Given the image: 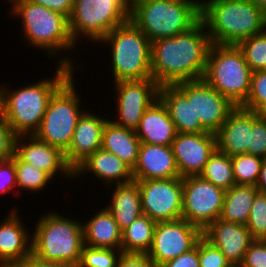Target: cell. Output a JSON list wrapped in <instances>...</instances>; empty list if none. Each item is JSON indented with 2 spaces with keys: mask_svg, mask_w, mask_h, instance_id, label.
<instances>
[{
  "mask_svg": "<svg viewBox=\"0 0 266 267\" xmlns=\"http://www.w3.org/2000/svg\"><path fill=\"white\" fill-rule=\"evenodd\" d=\"M211 44L201 20L186 32L152 42V79L159 86L203 79Z\"/></svg>",
  "mask_w": 266,
  "mask_h": 267,
  "instance_id": "obj_1",
  "label": "cell"
},
{
  "mask_svg": "<svg viewBox=\"0 0 266 267\" xmlns=\"http://www.w3.org/2000/svg\"><path fill=\"white\" fill-rule=\"evenodd\" d=\"M121 249L94 248L83 245L79 267H117Z\"/></svg>",
  "mask_w": 266,
  "mask_h": 267,
  "instance_id": "obj_35",
  "label": "cell"
},
{
  "mask_svg": "<svg viewBox=\"0 0 266 267\" xmlns=\"http://www.w3.org/2000/svg\"><path fill=\"white\" fill-rule=\"evenodd\" d=\"M16 137L17 135L3 116H0V161L11 159L14 156Z\"/></svg>",
  "mask_w": 266,
  "mask_h": 267,
  "instance_id": "obj_41",
  "label": "cell"
},
{
  "mask_svg": "<svg viewBox=\"0 0 266 267\" xmlns=\"http://www.w3.org/2000/svg\"><path fill=\"white\" fill-rule=\"evenodd\" d=\"M203 231L183 218L157 222L147 255L159 266L193 249Z\"/></svg>",
  "mask_w": 266,
  "mask_h": 267,
  "instance_id": "obj_15",
  "label": "cell"
},
{
  "mask_svg": "<svg viewBox=\"0 0 266 267\" xmlns=\"http://www.w3.org/2000/svg\"><path fill=\"white\" fill-rule=\"evenodd\" d=\"M200 176L225 190L236 184L232 157L219 152L217 149L209 157Z\"/></svg>",
  "mask_w": 266,
  "mask_h": 267,
  "instance_id": "obj_31",
  "label": "cell"
},
{
  "mask_svg": "<svg viewBox=\"0 0 266 267\" xmlns=\"http://www.w3.org/2000/svg\"><path fill=\"white\" fill-rule=\"evenodd\" d=\"M94 175L104 188L134 181L132 168L119 157L100 148L84 160L75 170L74 178ZM87 174V175H86Z\"/></svg>",
  "mask_w": 266,
  "mask_h": 267,
  "instance_id": "obj_20",
  "label": "cell"
},
{
  "mask_svg": "<svg viewBox=\"0 0 266 267\" xmlns=\"http://www.w3.org/2000/svg\"><path fill=\"white\" fill-rule=\"evenodd\" d=\"M0 267H22V262H13V261L0 262Z\"/></svg>",
  "mask_w": 266,
  "mask_h": 267,
  "instance_id": "obj_48",
  "label": "cell"
},
{
  "mask_svg": "<svg viewBox=\"0 0 266 267\" xmlns=\"http://www.w3.org/2000/svg\"><path fill=\"white\" fill-rule=\"evenodd\" d=\"M203 237L218 248L232 266L242 263L250 243L254 240L246 225L227 222L221 218L203 231Z\"/></svg>",
  "mask_w": 266,
  "mask_h": 267,
  "instance_id": "obj_19",
  "label": "cell"
},
{
  "mask_svg": "<svg viewBox=\"0 0 266 267\" xmlns=\"http://www.w3.org/2000/svg\"><path fill=\"white\" fill-rule=\"evenodd\" d=\"M22 267H27L25 262H22Z\"/></svg>",
  "mask_w": 266,
  "mask_h": 267,
  "instance_id": "obj_52",
  "label": "cell"
},
{
  "mask_svg": "<svg viewBox=\"0 0 266 267\" xmlns=\"http://www.w3.org/2000/svg\"><path fill=\"white\" fill-rule=\"evenodd\" d=\"M111 117L96 114L89 108L80 116L70 146L64 153L67 164L73 170L102 147L103 129Z\"/></svg>",
  "mask_w": 266,
  "mask_h": 267,
  "instance_id": "obj_18",
  "label": "cell"
},
{
  "mask_svg": "<svg viewBox=\"0 0 266 267\" xmlns=\"http://www.w3.org/2000/svg\"><path fill=\"white\" fill-rule=\"evenodd\" d=\"M252 73L238 45L211 44L203 79L235 106L247 100Z\"/></svg>",
  "mask_w": 266,
  "mask_h": 267,
  "instance_id": "obj_8",
  "label": "cell"
},
{
  "mask_svg": "<svg viewBox=\"0 0 266 267\" xmlns=\"http://www.w3.org/2000/svg\"><path fill=\"white\" fill-rule=\"evenodd\" d=\"M139 185L142 213L155 222L182 217L183 184L181 177L136 181Z\"/></svg>",
  "mask_w": 266,
  "mask_h": 267,
  "instance_id": "obj_13",
  "label": "cell"
},
{
  "mask_svg": "<svg viewBox=\"0 0 266 267\" xmlns=\"http://www.w3.org/2000/svg\"><path fill=\"white\" fill-rule=\"evenodd\" d=\"M11 159L15 162L18 194L19 191L20 194H23L21 191H27L28 193L31 192L30 194L35 192L38 195L46 187L48 188L50 181L51 183L54 181L48 173L23 162L16 154Z\"/></svg>",
  "mask_w": 266,
  "mask_h": 267,
  "instance_id": "obj_32",
  "label": "cell"
},
{
  "mask_svg": "<svg viewBox=\"0 0 266 267\" xmlns=\"http://www.w3.org/2000/svg\"><path fill=\"white\" fill-rule=\"evenodd\" d=\"M263 158L250 154L232 156V166L237 185L256 186Z\"/></svg>",
  "mask_w": 266,
  "mask_h": 267,
  "instance_id": "obj_33",
  "label": "cell"
},
{
  "mask_svg": "<svg viewBox=\"0 0 266 267\" xmlns=\"http://www.w3.org/2000/svg\"><path fill=\"white\" fill-rule=\"evenodd\" d=\"M251 130L252 111L236 106L215 133L217 150L230 157L248 154Z\"/></svg>",
  "mask_w": 266,
  "mask_h": 267,
  "instance_id": "obj_22",
  "label": "cell"
},
{
  "mask_svg": "<svg viewBox=\"0 0 266 267\" xmlns=\"http://www.w3.org/2000/svg\"><path fill=\"white\" fill-rule=\"evenodd\" d=\"M130 17V0H74L69 18L70 33L76 45L84 38L89 44L93 42L94 47Z\"/></svg>",
  "mask_w": 266,
  "mask_h": 267,
  "instance_id": "obj_10",
  "label": "cell"
},
{
  "mask_svg": "<svg viewBox=\"0 0 266 267\" xmlns=\"http://www.w3.org/2000/svg\"><path fill=\"white\" fill-rule=\"evenodd\" d=\"M246 226L253 239L266 240V194L256 193Z\"/></svg>",
  "mask_w": 266,
  "mask_h": 267,
  "instance_id": "obj_37",
  "label": "cell"
},
{
  "mask_svg": "<svg viewBox=\"0 0 266 267\" xmlns=\"http://www.w3.org/2000/svg\"><path fill=\"white\" fill-rule=\"evenodd\" d=\"M8 2L12 6L9 9L10 12L8 11L9 15L11 14L12 18L16 17L17 21L21 20V35L25 40L23 42L29 44L28 47L33 46L34 49L43 51L47 54L46 58L50 61L54 59L58 65H65L73 70L82 69L81 64L78 63L79 66L76 67L77 61L72 59L74 57H70L73 55L71 51H77L78 47L71 36L67 16L29 0H9ZM64 52H67V55Z\"/></svg>",
  "mask_w": 266,
  "mask_h": 267,
  "instance_id": "obj_2",
  "label": "cell"
},
{
  "mask_svg": "<svg viewBox=\"0 0 266 267\" xmlns=\"http://www.w3.org/2000/svg\"><path fill=\"white\" fill-rule=\"evenodd\" d=\"M114 186V187H113ZM116 186V187H115ZM111 190V199L105 207L111 212L119 229L123 231L135 219L142 215L139 185L136 181L107 187Z\"/></svg>",
  "mask_w": 266,
  "mask_h": 267,
  "instance_id": "obj_27",
  "label": "cell"
},
{
  "mask_svg": "<svg viewBox=\"0 0 266 267\" xmlns=\"http://www.w3.org/2000/svg\"><path fill=\"white\" fill-rule=\"evenodd\" d=\"M50 210L39 216L32 233L31 255L43 260L65 262L77 267L84 245L83 224L79 219Z\"/></svg>",
  "mask_w": 266,
  "mask_h": 267,
  "instance_id": "obj_5",
  "label": "cell"
},
{
  "mask_svg": "<svg viewBox=\"0 0 266 267\" xmlns=\"http://www.w3.org/2000/svg\"><path fill=\"white\" fill-rule=\"evenodd\" d=\"M157 222L146 214L140 215L122 231L121 250L126 253L147 254L153 243Z\"/></svg>",
  "mask_w": 266,
  "mask_h": 267,
  "instance_id": "obj_30",
  "label": "cell"
},
{
  "mask_svg": "<svg viewBox=\"0 0 266 267\" xmlns=\"http://www.w3.org/2000/svg\"><path fill=\"white\" fill-rule=\"evenodd\" d=\"M135 133L141 143L162 146H171L177 134L174 122L159 99L146 109Z\"/></svg>",
  "mask_w": 266,
  "mask_h": 267,
  "instance_id": "obj_24",
  "label": "cell"
},
{
  "mask_svg": "<svg viewBox=\"0 0 266 267\" xmlns=\"http://www.w3.org/2000/svg\"><path fill=\"white\" fill-rule=\"evenodd\" d=\"M248 154L266 158V115L252 111V130Z\"/></svg>",
  "mask_w": 266,
  "mask_h": 267,
  "instance_id": "obj_38",
  "label": "cell"
},
{
  "mask_svg": "<svg viewBox=\"0 0 266 267\" xmlns=\"http://www.w3.org/2000/svg\"><path fill=\"white\" fill-rule=\"evenodd\" d=\"M140 146L135 130L118 126L110 119L106 122L101 148L119 157L132 169L137 162Z\"/></svg>",
  "mask_w": 266,
  "mask_h": 267,
  "instance_id": "obj_28",
  "label": "cell"
},
{
  "mask_svg": "<svg viewBox=\"0 0 266 267\" xmlns=\"http://www.w3.org/2000/svg\"><path fill=\"white\" fill-rule=\"evenodd\" d=\"M98 43L101 44L95 45H107L110 50L113 83L152 78L151 41L130 19L113 28Z\"/></svg>",
  "mask_w": 266,
  "mask_h": 267,
  "instance_id": "obj_6",
  "label": "cell"
},
{
  "mask_svg": "<svg viewBox=\"0 0 266 267\" xmlns=\"http://www.w3.org/2000/svg\"><path fill=\"white\" fill-rule=\"evenodd\" d=\"M174 86L192 102L196 119L211 133H216L236 106L204 79L183 81Z\"/></svg>",
  "mask_w": 266,
  "mask_h": 267,
  "instance_id": "obj_14",
  "label": "cell"
},
{
  "mask_svg": "<svg viewBox=\"0 0 266 267\" xmlns=\"http://www.w3.org/2000/svg\"><path fill=\"white\" fill-rule=\"evenodd\" d=\"M256 188L258 192L266 194V158H263Z\"/></svg>",
  "mask_w": 266,
  "mask_h": 267,
  "instance_id": "obj_47",
  "label": "cell"
},
{
  "mask_svg": "<svg viewBox=\"0 0 266 267\" xmlns=\"http://www.w3.org/2000/svg\"><path fill=\"white\" fill-rule=\"evenodd\" d=\"M2 85L3 84L0 83V116H2Z\"/></svg>",
  "mask_w": 266,
  "mask_h": 267,
  "instance_id": "obj_51",
  "label": "cell"
},
{
  "mask_svg": "<svg viewBox=\"0 0 266 267\" xmlns=\"http://www.w3.org/2000/svg\"><path fill=\"white\" fill-rule=\"evenodd\" d=\"M198 259L200 267H232L225 255L204 237L198 241Z\"/></svg>",
  "mask_w": 266,
  "mask_h": 267,
  "instance_id": "obj_39",
  "label": "cell"
},
{
  "mask_svg": "<svg viewBox=\"0 0 266 267\" xmlns=\"http://www.w3.org/2000/svg\"><path fill=\"white\" fill-rule=\"evenodd\" d=\"M25 263L27 267H74L65 262L43 261L33 255H31Z\"/></svg>",
  "mask_w": 266,
  "mask_h": 267,
  "instance_id": "obj_46",
  "label": "cell"
},
{
  "mask_svg": "<svg viewBox=\"0 0 266 267\" xmlns=\"http://www.w3.org/2000/svg\"><path fill=\"white\" fill-rule=\"evenodd\" d=\"M171 147L179 176H198L217 149L216 135L211 132L177 133Z\"/></svg>",
  "mask_w": 266,
  "mask_h": 267,
  "instance_id": "obj_16",
  "label": "cell"
},
{
  "mask_svg": "<svg viewBox=\"0 0 266 267\" xmlns=\"http://www.w3.org/2000/svg\"><path fill=\"white\" fill-rule=\"evenodd\" d=\"M258 192L253 185H237L227 189L220 218L227 222L246 225L251 206Z\"/></svg>",
  "mask_w": 266,
  "mask_h": 267,
  "instance_id": "obj_29",
  "label": "cell"
},
{
  "mask_svg": "<svg viewBox=\"0 0 266 267\" xmlns=\"http://www.w3.org/2000/svg\"><path fill=\"white\" fill-rule=\"evenodd\" d=\"M32 3L45 6L46 8L61 13L70 18L74 6V0H29Z\"/></svg>",
  "mask_w": 266,
  "mask_h": 267,
  "instance_id": "obj_45",
  "label": "cell"
},
{
  "mask_svg": "<svg viewBox=\"0 0 266 267\" xmlns=\"http://www.w3.org/2000/svg\"><path fill=\"white\" fill-rule=\"evenodd\" d=\"M0 222V262H25L31 256L32 233L16 206Z\"/></svg>",
  "mask_w": 266,
  "mask_h": 267,
  "instance_id": "obj_21",
  "label": "cell"
},
{
  "mask_svg": "<svg viewBox=\"0 0 266 267\" xmlns=\"http://www.w3.org/2000/svg\"><path fill=\"white\" fill-rule=\"evenodd\" d=\"M158 99L165 106L169 117L174 122L177 133L208 132L196 119L192 102L174 86H159Z\"/></svg>",
  "mask_w": 266,
  "mask_h": 267,
  "instance_id": "obj_25",
  "label": "cell"
},
{
  "mask_svg": "<svg viewBox=\"0 0 266 267\" xmlns=\"http://www.w3.org/2000/svg\"><path fill=\"white\" fill-rule=\"evenodd\" d=\"M15 154L25 163L48 173L53 179L74 181V170L67 164L64 153L35 135H19L15 141ZM58 175L61 177H58ZM73 180V181H72Z\"/></svg>",
  "mask_w": 266,
  "mask_h": 267,
  "instance_id": "obj_17",
  "label": "cell"
},
{
  "mask_svg": "<svg viewBox=\"0 0 266 267\" xmlns=\"http://www.w3.org/2000/svg\"><path fill=\"white\" fill-rule=\"evenodd\" d=\"M115 111L111 121L135 130L146 109L158 99L159 85L152 79L123 80L113 83ZM116 96V97H115ZM117 117H116V116ZM116 118V119H115Z\"/></svg>",
  "mask_w": 266,
  "mask_h": 267,
  "instance_id": "obj_12",
  "label": "cell"
},
{
  "mask_svg": "<svg viewBox=\"0 0 266 267\" xmlns=\"http://www.w3.org/2000/svg\"><path fill=\"white\" fill-rule=\"evenodd\" d=\"M240 267H266V240L254 239L245 255Z\"/></svg>",
  "mask_w": 266,
  "mask_h": 267,
  "instance_id": "obj_40",
  "label": "cell"
},
{
  "mask_svg": "<svg viewBox=\"0 0 266 267\" xmlns=\"http://www.w3.org/2000/svg\"><path fill=\"white\" fill-rule=\"evenodd\" d=\"M238 47L253 72L266 70V30L241 41Z\"/></svg>",
  "mask_w": 266,
  "mask_h": 267,
  "instance_id": "obj_34",
  "label": "cell"
},
{
  "mask_svg": "<svg viewBox=\"0 0 266 267\" xmlns=\"http://www.w3.org/2000/svg\"><path fill=\"white\" fill-rule=\"evenodd\" d=\"M15 190H17L15 162L12 159L0 161V195L7 196L6 194Z\"/></svg>",
  "mask_w": 266,
  "mask_h": 267,
  "instance_id": "obj_42",
  "label": "cell"
},
{
  "mask_svg": "<svg viewBox=\"0 0 266 267\" xmlns=\"http://www.w3.org/2000/svg\"><path fill=\"white\" fill-rule=\"evenodd\" d=\"M257 7H260L266 13V0H249Z\"/></svg>",
  "mask_w": 266,
  "mask_h": 267,
  "instance_id": "obj_49",
  "label": "cell"
},
{
  "mask_svg": "<svg viewBox=\"0 0 266 267\" xmlns=\"http://www.w3.org/2000/svg\"><path fill=\"white\" fill-rule=\"evenodd\" d=\"M134 181L180 177L171 146L141 143L132 169Z\"/></svg>",
  "mask_w": 266,
  "mask_h": 267,
  "instance_id": "obj_23",
  "label": "cell"
},
{
  "mask_svg": "<svg viewBox=\"0 0 266 267\" xmlns=\"http://www.w3.org/2000/svg\"><path fill=\"white\" fill-rule=\"evenodd\" d=\"M160 267H200L198 259V242L190 251L161 264Z\"/></svg>",
  "mask_w": 266,
  "mask_h": 267,
  "instance_id": "obj_44",
  "label": "cell"
},
{
  "mask_svg": "<svg viewBox=\"0 0 266 267\" xmlns=\"http://www.w3.org/2000/svg\"><path fill=\"white\" fill-rule=\"evenodd\" d=\"M74 75L73 73L50 97L41 126L34 134L39 140L63 153L68 150L77 122L86 110L81 100L82 95L76 91L78 89L75 84L79 83Z\"/></svg>",
  "mask_w": 266,
  "mask_h": 267,
  "instance_id": "obj_9",
  "label": "cell"
},
{
  "mask_svg": "<svg viewBox=\"0 0 266 267\" xmlns=\"http://www.w3.org/2000/svg\"><path fill=\"white\" fill-rule=\"evenodd\" d=\"M74 71L57 64L53 77L36 79L38 82L18 89L2 85V116L17 136L34 135L39 130L50 97Z\"/></svg>",
  "mask_w": 266,
  "mask_h": 267,
  "instance_id": "obj_3",
  "label": "cell"
},
{
  "mask_svg": "<svg viewBox=\"0 0 266 267\" xmlns=\"http://www.w3.org/2000/svg\"><path fill=\"white\" fill-rule=\"evenodd\" d=\"M200 16L212 44L238 45L266 30V13L249 0H204Z\"/></svg>",
  "mask_w": 266,
  "mask_h": 267,
  "instance_id": "obj_4",
  "label": "cell"
},
{
  "mask_svg": "<svg viewBox=\"0 0 266 267\" xmlns=\"http://www.w3.org/2000/svg\"><path fill=\"white\" fill-rule=\"evenodd\" d=\"M117 267H160L144 253L122 252L117 261Z\"/></svg>",
  "mask_w": 266,
  "mask_h": 267,
  "instance_id": "obj_43",
  "label": "cell"
},
{
  "mask_svg": "<svg viewBox=\"0 0 266 267\" xmlns=\"http://www.w3.org/2000/svg\"><path fill=\"white\" fill-rule=\"evenodd\" d=\"M184 1L194 3L201 10L204 0H184Z\"/></svg>",
  "mask_w": 266,
  "mask_h": 267,
  "instance_id": "obj_50",
  "label": "cell"
},
{
  "mask_svg": "<svg viewBox=\"0 0 266 267\" xmlns=\"http://www.w3.org/2000/svg\"><path fill=\"white\" fill-rule=\"evenodd\" d=\"M241 107L266 115V70L252 73L248 98Z\"/></svg>",
  "mask_w": 266,
  "mask_h": 267,
  "instance_id": "obj_36",
  "label": "cell"
},
{
  "mask_svg": "<svg viewBox=\"0 0 266 267\" xmlns=\"http://www.w3.org/2000/svg\"><path fill=\"white\" fill-rule=\"evenodd\" d=\"M82 222L84 245L94 248L121 249L122 231L111 212L102 207Z\"/></svg>",
  "mask_w": 266,
  "mask_h": 267,
  "instance_id": "obj_26",
  "label": "cell"
},
{
  "mask_svg": "<svg viewBox=\"0 0 266 267\" xmlns=\"http://www.w3.org/2000/svg\"><path fill=\"white\" fill-rule=\"evenodd\" d=\"M130 20L152 43L190 30L201 16L194 3L184 0H133Z\"/></svg>",
  "mask_w": 266,
  "mask_h": 267,
  "instance_id": "obj_7",
  "label": "cell"
},
{
  "mask_svg": "<svg viewBox=\"0 0 266 267\" xmlns=\"http://www.w3.org/2000/svg\"><path fill=\"white\" fill-rule=\"evenodd\" d=\"M182 217L204 231L220 218L226 190L200 175L182 178Z\"/></svg>",
  "mask_w": 266,
  "mask_h": 267,
  "instance_id": "obj_11",
  "label": "cell"
}]
</instances>
